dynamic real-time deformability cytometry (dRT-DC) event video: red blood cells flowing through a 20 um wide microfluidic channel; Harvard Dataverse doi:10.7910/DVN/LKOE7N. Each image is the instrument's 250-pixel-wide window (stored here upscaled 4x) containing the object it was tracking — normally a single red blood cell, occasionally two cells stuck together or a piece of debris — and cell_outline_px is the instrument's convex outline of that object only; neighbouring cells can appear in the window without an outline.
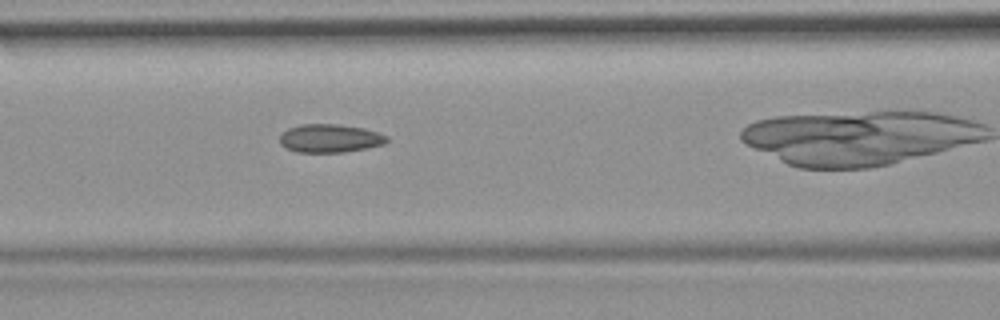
{"species": "common noctule bat (a hibernating species)", "species_latin": "Nyctalus noctula", "temperature_condition": "room temperature", "stored_images_in_passage": 30, "camera_frame_rate_fps": 3000, "um_per_image_px": 0.085, "animal": {"sex": "female", "body_mass_g": 19.9}, "frame": {"image": 1, "passage_image": 9, "time_ms": 2.667, "image_size_px": [1000, 320], "cell_outline_px": [[388, 140], [384, 144], [368, 148], [344, 152], [296, 152], [284, 148], [280, 144], [280, 136], [288, 128], [300, 124], [336, 124], [364, 128], [388, 136]], "centroid_in_image_um": [28.03, 11.76], "position_along_channel_um": 138.6, "area_um2": 17.74}}